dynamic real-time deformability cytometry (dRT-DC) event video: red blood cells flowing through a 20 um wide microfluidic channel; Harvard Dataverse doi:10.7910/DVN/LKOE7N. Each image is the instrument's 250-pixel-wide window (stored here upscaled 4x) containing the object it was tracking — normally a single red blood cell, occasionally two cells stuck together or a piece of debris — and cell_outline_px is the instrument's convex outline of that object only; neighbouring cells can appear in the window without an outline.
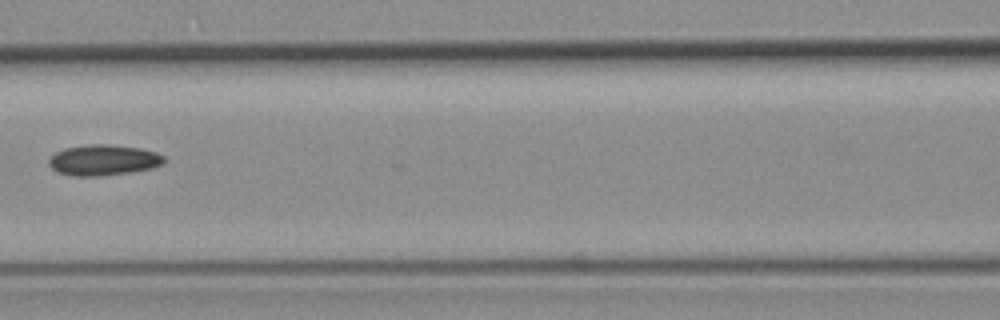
{"species": "common noctule bat (a hibernating species)", "species_latin": "Nyctalus noctula", "temperature_condition": "room temperature", "stored_images_in_passage": 6, "camera_frame_rate_fps": 3000, "um_per_image_px": 0.085, "animal": {"sex": "female", "body_mass_g": 19.3, "forearm_length_mm": 54.1}, "frame": {"image": 1, "passage_image": 6, "time_ms": 6.667, "image_size_px": [1000, 320], "cell_outline_px": [[164, 164], [152, 168], [132, 172], [100, 176], [72, 176], [60, 172], [52, 168], [48, 164], [48, 160], [56, 152], [64, 148], [92, 144], [112, 144], [140, 148], [156, 152], [164, 156]], "centroid_in_image_um": [8.81, 13.6], "position_along_channel_um": 157.8, "area_um2": 20.69}}